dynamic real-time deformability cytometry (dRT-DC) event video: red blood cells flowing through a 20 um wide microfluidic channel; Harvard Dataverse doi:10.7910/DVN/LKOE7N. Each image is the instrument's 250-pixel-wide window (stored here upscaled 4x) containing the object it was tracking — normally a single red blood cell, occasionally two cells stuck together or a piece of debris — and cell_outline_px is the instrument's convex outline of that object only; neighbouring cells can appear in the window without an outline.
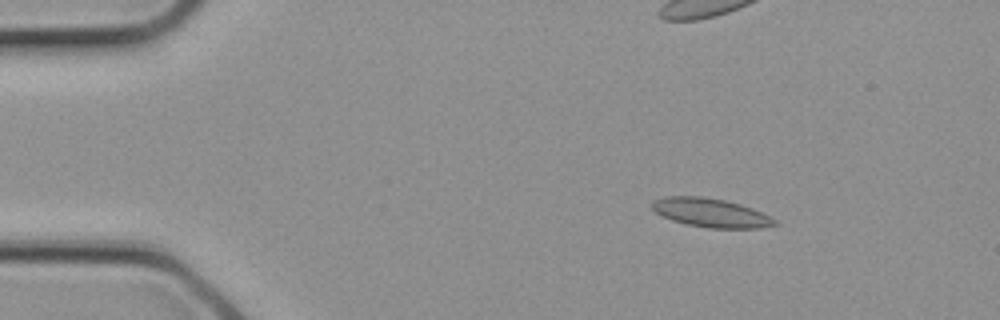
{"species": "common noctule bat (a hibernating species)", "species_latin": "Nyctalus noctula", "temperature_condition": "cold", "stored_images_in_passage": 2, "camera_frame_rate_fps": 3000, "um_per_image_px": 0.085, "animal": {"sex": "female", "body_mass_g": 21.9}, "frame": {"image": 1, "passage_image": 1, "time_ms": 0.0, "image_size_px": [1000, 320], "cell_outline_px": [[780, 224], [760, 228], [708, 228], [688, 224], [672, 220], [656, 212], [652, 208], [652, 200], [664, 196], [700, 196], [724, 200], [740, 204], [752, 208], [776, 220]], "centroid_in_image_um": [60.41, 18.08], "position_along_channel_um": 24.6, "area_um2": 20.46}}